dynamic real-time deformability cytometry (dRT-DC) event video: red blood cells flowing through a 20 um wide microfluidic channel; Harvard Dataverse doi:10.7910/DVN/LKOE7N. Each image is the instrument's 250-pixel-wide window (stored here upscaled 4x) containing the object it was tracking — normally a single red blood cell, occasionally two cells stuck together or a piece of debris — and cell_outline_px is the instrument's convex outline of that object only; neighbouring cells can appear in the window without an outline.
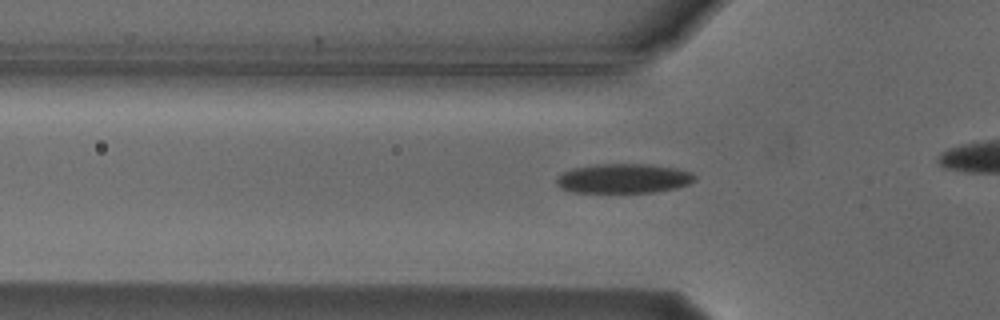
{"species": "Egyptian fruit bat (a non-hibernating species)", "species_latin": "Rousettus aegyptiacus", "temperature_condition": "cold", "stored_images_in_passage": 36, "camera_frame_rate_fps": 3000, "um_per_image_px": 0.085, "animal": {"sex": "male"}, "frame": {"image": 1, "passage_image": 10, "time_ms": 3.0, "image_size_px": [1000, 320], "cell_outline_px": [[696, 180], [688, 184], [676, 188], [652, 192], [572, 192], [560, 188], [556, 184], [556, 180], [564, 172], [572, 168], [596, 164], [644, 164], [676, 168], [692, 172], [696, 176]], "centroid_in_image_um": [53.01, 15.17], "position_along_channel_um": 72.8, "area_um2": 23.7}}
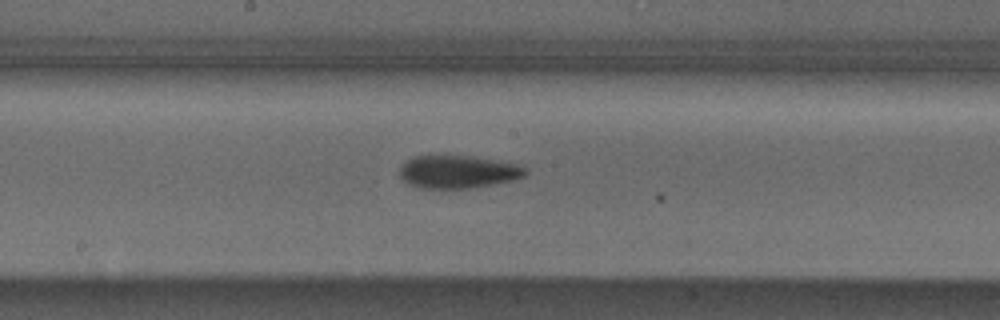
{"frame": {"image": 2, "passage_image": 21, "time_ms": 6.667, "image_size_px": [1000, 320], "cell_outline_px": [[528, 172], [524, 176], [512, 180], [496, 184], [472, 188], [420, 188], [408, 184], [400, 176], [400, 168], [408, 160], [416, 156], [472, 156], [516, 164], [524, 168]], "centroid_in_image_um": [38.93, 14.62], "position_along_channel_um": 209.3, "area_um2": 23.81}}
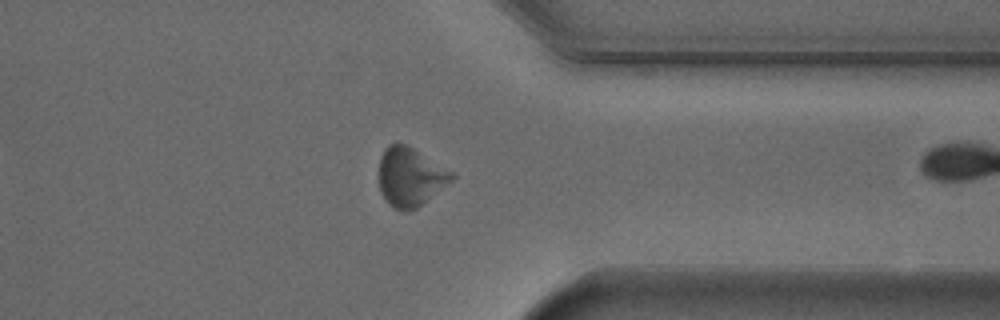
{"frame": {"image": 3, "passage_image": 35, "time_ms": 11.333, "image_size_px": [1000, 320], "cell_outline_px": [[456, 176], [452, 180], [416, 208], [392, 208], [388, 204], [380, 188], [380, 156], [384, 148], [388, 144], [404, 144], [412, 148], [456, 172]], "centroid_in_image_um": [34.89, 14.99], "position_along_channel_um": 376.5, "area_um2": 24.39}}